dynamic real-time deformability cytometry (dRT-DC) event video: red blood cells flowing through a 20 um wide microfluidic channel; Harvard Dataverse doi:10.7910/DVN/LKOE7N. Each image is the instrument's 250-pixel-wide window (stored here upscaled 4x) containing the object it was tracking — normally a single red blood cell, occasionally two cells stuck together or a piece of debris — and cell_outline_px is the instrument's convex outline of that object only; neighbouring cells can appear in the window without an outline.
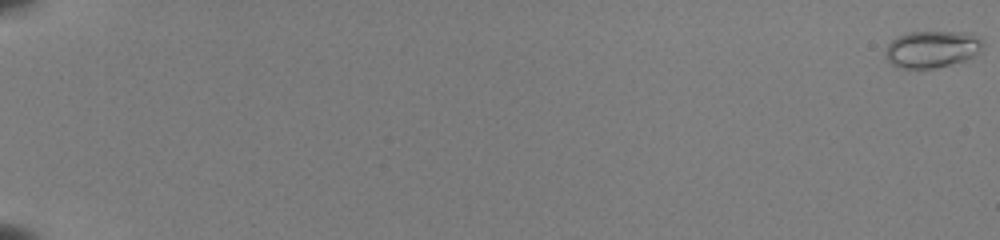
{"species": "common noctule bat (a hibernating species)", "species_latin": "Nyctalus noctula", "temperature_condition": "room temperature", "stored_images_in_passage": 18, "camera_frame_rate_fps": 3000, "um_per_image_px": 0.085, "animal": {"sex": "female", "body_mass_g": 22.0, "forearm_length_mm": 56.7}, "frame": {"image": 1, "passage_image": 1, "time_ms": 0.0, "image_size_px": [1000, 240], "cell_outline_px": [[984, 48], [980, 52], [964, 60], [932, 68], [896, 68], [888, 60], [884, 52], [888, 44], [896, 36], [908, 32], [972, 32], [980, 36], [984, 40]], "centroid_in_image_um": [79.25, 4.15], "position_along_channel_um": 5.8, "area_um2": 21.21}}